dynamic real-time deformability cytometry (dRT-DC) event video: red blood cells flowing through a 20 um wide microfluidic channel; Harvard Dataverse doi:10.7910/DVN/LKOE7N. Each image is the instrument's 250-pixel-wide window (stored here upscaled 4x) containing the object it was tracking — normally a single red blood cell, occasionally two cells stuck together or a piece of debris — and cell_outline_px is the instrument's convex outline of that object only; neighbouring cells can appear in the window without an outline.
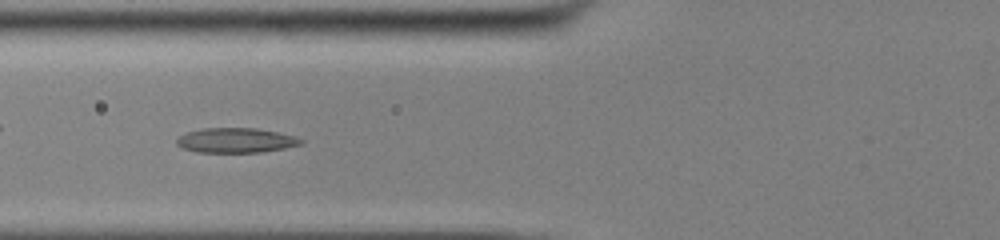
{"species": "common noctule bat (a hibernating species)", "species_latin": "Nyctalus noctula", "temperature_condition": "cold", "stored_images_in_passage": 53, "camera_frame_rate_fps": 3000, "um_per_image_px": 0.085, "animal": {"sex": "male", "body_mass_g": 13.0, "forearm_length_mm": 53.1}, "frame": {"image": 1, "passage_image": 22, "time_ms": 7.0, "image_size_px": [1000, 240], "cell_outline_px": [[304, 144], [284, 148], [260, 152], [196, 152], [184, 148], [176, 144], [176, 140], [184, 132], [204, 128], [256, 128], [296, 136], [304, 140]], "centroid_in_image_um": [20.06, 11.92], "position_along_channel_um": 105.7, "area_um2": 17.98}}
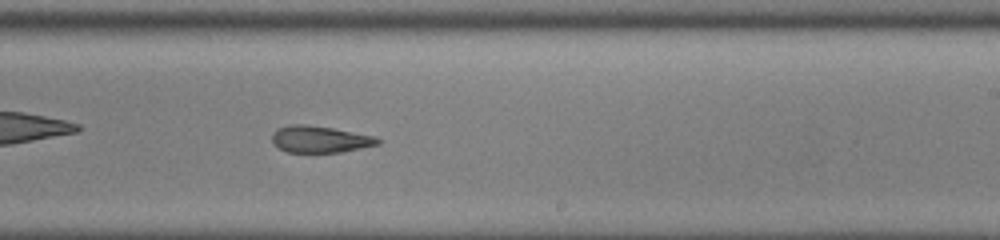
{"frame": {"image": 2, "passage_image": 34, "time_ms": 11.0, "image_size_px": [1000, 240], "cell_outline_px": [[380, 144], [340, 152], [288, 152], [280, 148], [272, 140], [272, 136], [276, 128], [288, 124], [304, 124], [332, 128], [376, 136], [380, 140]], "centroid_in_image_um": [27.2, 11.82], "position_along_channel_um": 261.8, "area_um2": 16.36}}
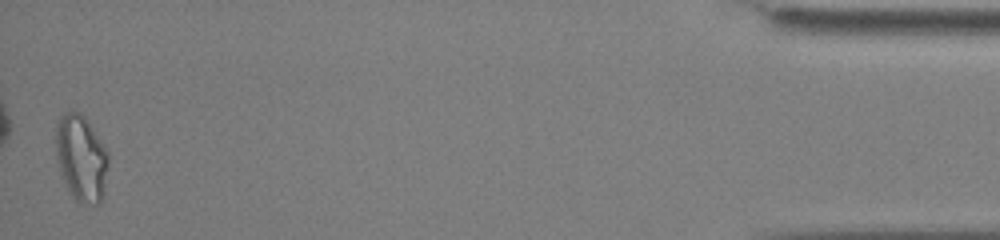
{"frame": {"image": 3, "passage_image": 53, "time_ms": 17.333, "image_size_px": [1000, 240], "cell_outline_px": [[108, 164], [104, 196], [100, 204], [80, 204], [72, 196], [60, 172], [56, 156], [56, 124], [60, 116], [64, 112], [80, 112], [84, 116], [108, 152]], "centroid_in_image_um": [6.91, 13.47], "position_along_channel_um": 428.3, "area_um2": 26.47}}